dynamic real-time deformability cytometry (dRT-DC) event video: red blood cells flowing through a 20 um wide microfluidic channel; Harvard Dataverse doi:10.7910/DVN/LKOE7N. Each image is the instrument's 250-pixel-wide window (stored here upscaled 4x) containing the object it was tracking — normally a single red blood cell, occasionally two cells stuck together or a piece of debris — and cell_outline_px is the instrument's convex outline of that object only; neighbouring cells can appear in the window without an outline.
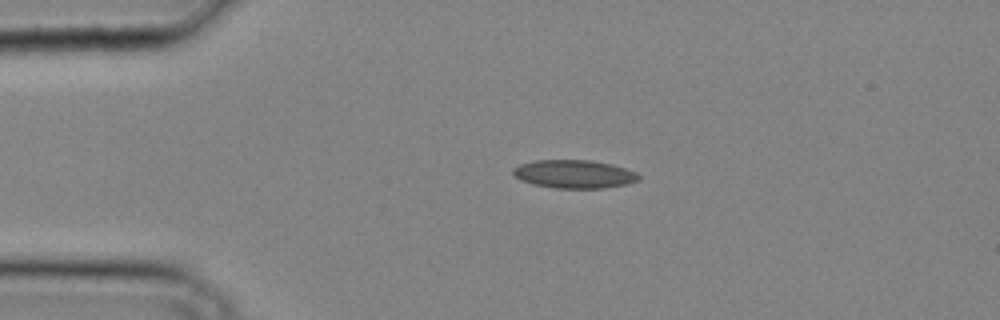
{"species": "common noctule bat (a hibernating species)", "species_latin": "Nyctalus noctula", "temperature_condition": "cold", "stored_images_in_passage": 33, "camera_frame_rate_fps": 3000, "um_per_image_px": 0.085, "animal": {"sex": "male", "body_mass_g": 20.4}, "frame": {"image": 1, "passage_image": 6, "time_ms": 1.667, "image_size_px": [1000, 320], "cell_outline_px": [[640, 180], [628, 184], [604, 188], [552, 188], [532, 184], [520, 180], [512, 172], [512, 168], [520, 164], [536, 160], [592, 160], [612, 164], [636, 172], [640, 176]], "centroid_in_image_um": [48.81, 14.8], "position_along_channel_um": 36.2, "area_um2": 20.87}}
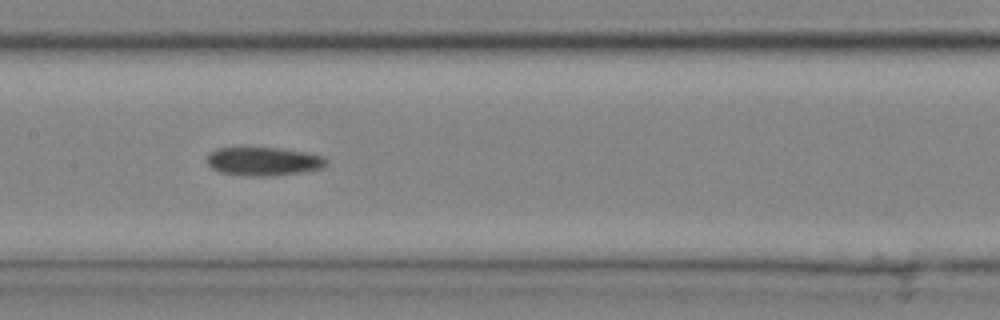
{"frame": {"image": 2, "passage_image": 16, "time_ms": 5.0, "image_size_px": [1000, 320], "cell_outline_px": [[328, 164], [320, 168], [300, 172], [272, 176], [248, 176], [220, 172], [212, 168], [208, 164], [208, 156], [216, 148], [276, 148], [308, 152], [324, 156], [328, 160]], "centroid_in_image_um": [22.44, 13.72], "position_along_channel_um": 185.0, "area_um2": 19.71}}
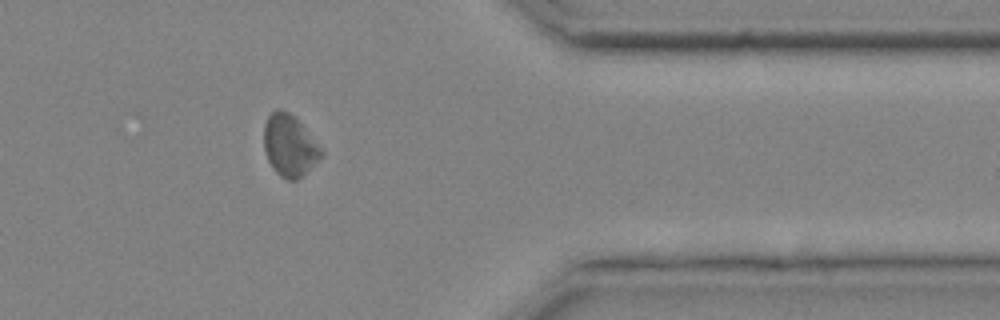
{"frame": {"image": 3, "passage_image": 28, "time_ms": 9.0, "image_size_px": [1000, 320], "cell_outline_px": [[324, 156], [304, 176], [296, 180], [288, 180], [280, 176], [272, 168], [268, 160], [264, 148], [264, 124], [268, 116], [276, 108], [280, 108], [288, 112], [300, 124], [324, 152]], "centroid_in_image_um": [24.61, 12.42], "position_along_channel_um": 386.8, "area_um2": 20.52}}